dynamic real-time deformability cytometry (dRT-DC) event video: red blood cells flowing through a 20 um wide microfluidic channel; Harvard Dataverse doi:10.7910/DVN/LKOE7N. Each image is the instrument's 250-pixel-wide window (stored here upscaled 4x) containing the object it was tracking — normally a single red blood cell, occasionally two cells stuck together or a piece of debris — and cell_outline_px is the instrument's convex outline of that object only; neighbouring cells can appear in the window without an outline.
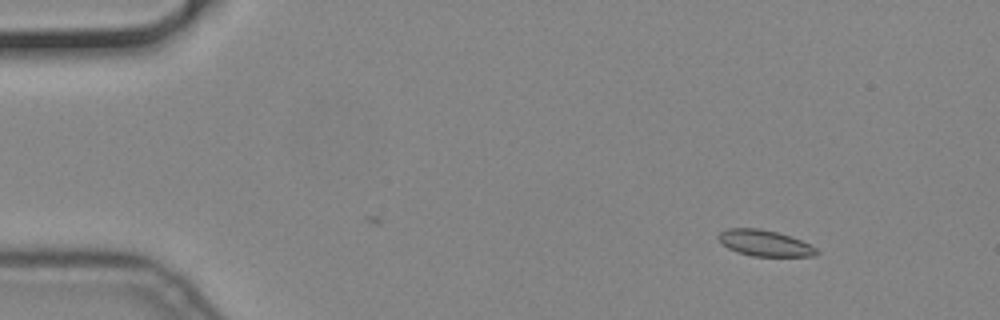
{"species": "common noctule bat (a hibernating species)", "species_latin": "Nyctalus noctula", "temperature_condition": "cold", "stored_images_in_passage": 40, "camera_frame_rate_fps": 3000, "um_per_image_px": 0.085, "animal": {"sex": "male", "body_mass_g": 19.2, "forearm_length_mm": 51.8}, "frame": {"image": 1, "passage_image": 1, "time_ms": 0.0, "image_size_px": [1000, 320], "cell_outline_px": [[820, 252], [816, 256], [752, 256], [736, 252], [728, 248], [716, 236], [720, 232], [728, 228], [760, 228], [776, 232], [800, 240], [816, 248]], "centroid_in_image_um": [64.98, 20.67], "position_along_channel_um": 20.0, "area_um2": 14.8}}
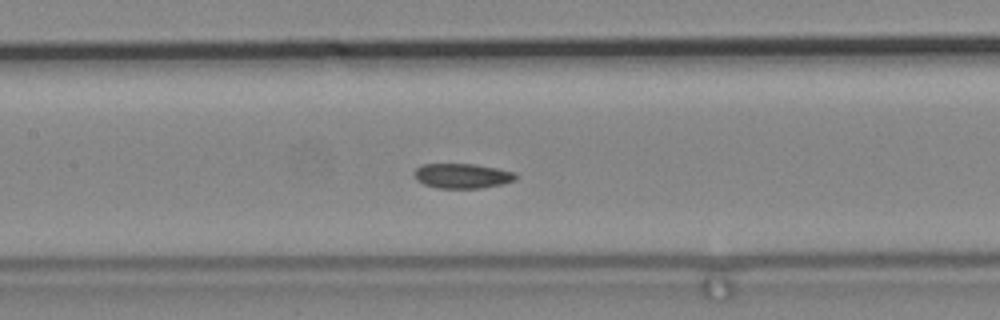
{"frame": {"image": 2, "passage_image": 21, "time_ms": 6.667, "image_size_px": [1000, 320], "cell_outline_px": [[516, 180], [500, 184], [480, 188], [436, 188], [424, 184], [416, 180], [412, 172], [416, 168], [424, 164], [476, 164], [516, 172]], "centroid_in_image_um": [39.26, 14.94], "position_along_channel_um": 168.1, "area_um2": 14.74}}
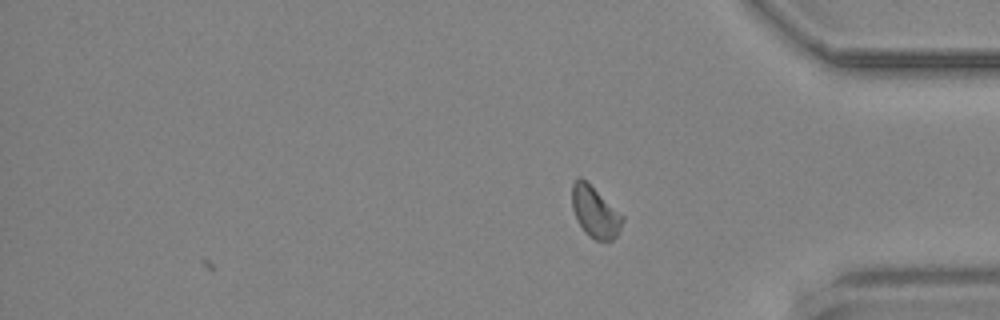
{"frame": {"image": 3, "passage_image": 40, "time_ms": 13.0, "image_size_px": [1000, 320], "cell_outline_px": [[624, 220], [616, 236], [612, 240], [596, 240], [588, 236], [584, 232], [572, 208], [572, 184], [580, 176], [624, 216]], "centroid_in_image_um": [50.58, 18.04], "position_along_channel_um": 384.6, "area_um2": 14.68}}